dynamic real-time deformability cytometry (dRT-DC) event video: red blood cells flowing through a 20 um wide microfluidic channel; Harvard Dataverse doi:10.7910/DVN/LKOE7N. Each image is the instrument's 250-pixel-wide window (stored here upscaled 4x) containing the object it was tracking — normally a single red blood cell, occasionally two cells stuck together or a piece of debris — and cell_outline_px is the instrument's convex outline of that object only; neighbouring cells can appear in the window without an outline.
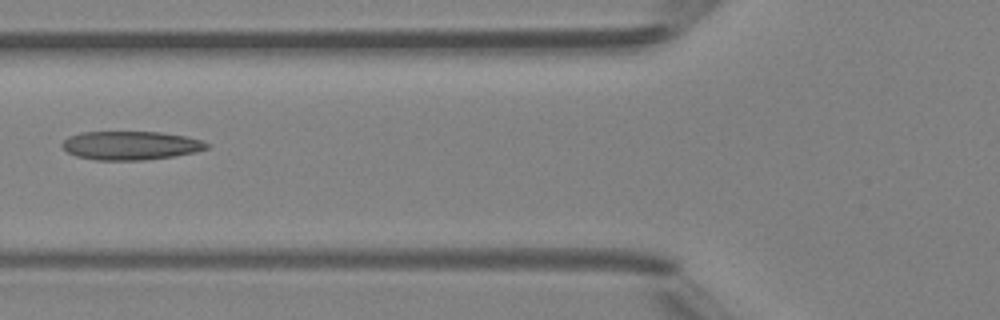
{"species": "Egyptian fruit bat (a non-hibernating species)", "species_latin": "Rousettus aegyptiacus", "temperature_condition": "room temperature", "stored_images_in_passage": 5, "camera_frame_rate_fps": 3000, "um_per_image_px": 0.085, "animal": {"sex": "female"}, "frame": {"image": 1, "passage_image": 4, "time_ms": 3.667, "image_size_px": [1000, 320], "cell_outline_px": [[208, 148], [196, 152], [172, 156], [144, 160], [96, 160], [76, 156], [68, 152], [64, 148], [64, 140], [68, 136], [84, 132], [160, 132], [184, 136], [200, 140], [208, 144]], "centroid_in_image_um": [11.11, 12.37], "position_along_channel_um": 114.7, "area_um2": 23.87}}
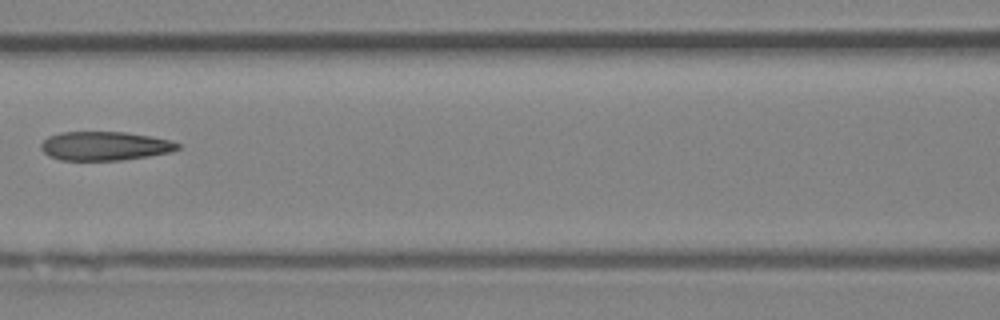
{"frame": {"image": 2, "passage_image": 5, "time_ms": 4.667, "image_size_px": [1000, 320], "cell_outline_px": [[180, 148], [172, 152], [148, 156], [120, 160], [60, 160], [48, 156], [40, 148], [40, 144], [48, 136], [60, 132], [124, 132], [148, 136], [168, 140], [180, 144]], "centroid_in_image_um": [8.87, 12.41], "position_along_channel_um": 157.7, "area_um2": 22.95}}